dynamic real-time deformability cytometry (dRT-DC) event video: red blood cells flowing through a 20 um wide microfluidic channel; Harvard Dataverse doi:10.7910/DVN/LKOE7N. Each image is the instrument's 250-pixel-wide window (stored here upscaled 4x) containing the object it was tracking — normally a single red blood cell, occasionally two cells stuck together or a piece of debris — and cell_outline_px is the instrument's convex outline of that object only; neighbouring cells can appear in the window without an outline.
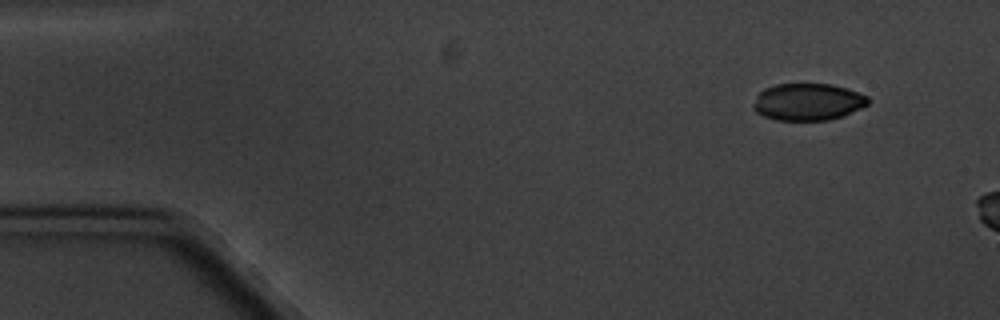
{"species": "common noctule bat (a hibernating species)", "species_latin": "Nyctalus noctula", "temperature_condition": "cold", "stored_images_in_passage": 3, "camera_frame_rate_fps": 3000, "um_per_image_px": 0.085, "animal": {"sex": "male", "body_mass_g": 20.1, "forearm_length_mm": 53.5}, "frame": {"image": 1, "passage_image": 1, "time_ms": 0.0, "image_size_px": [1000, 320], "cell_outline_px": [[868, 104], [844, 116], [828, 120], [776, 120], [764, 116], [756, 112], [752, 108], [752, 104], [756, 96], [764, 88], [776, 84], [832, 84], [868, 96]], "centroid_in_image_um": [68.63, 8.66], "position_along_channel_um": 16.4, "area_um2": 24.74}}